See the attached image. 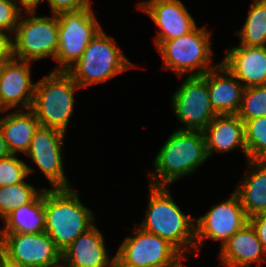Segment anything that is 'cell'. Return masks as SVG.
Instances as JSON below:
<instances>
[{
    "label": "cell",
    "mask_w": 266,
    "mask_h": 267,
    "mask_svg": "<svg viewBox=\"0 0 266 267\" xmlns=\"http://www.w3.org/2000/svg\"><path fill=\"white\" fill-rule=\"evenodd\" d=\"M55 267H66V266H64V265L61 263V264H59L58 266H55Z\"/></svg>",
    "instance_id": "obj_39"
},
{
    "label": "cell",
    "mask_w": 266,
    "mask_h": 267,
    "mask_svg": "<svg viewBox=\"0 0 266 267\" xmlns=\"http://www.w3.org/2000/svg\"><path fill=\"white\" fill-rule=\"evenodd\" d=\"M3 112H7V110H5L4 107L0 103V114H2Z\"/></svg>",
    "instance_id": "obj_38"
},
{
    "label": "cell",
    "mask_w": 266,
    "mask_h": 267,
    "mask_svg": "<svg viewBox=\"0 0 266 267\" xmlns=\"http://www.w3.org/2000/svg\"><path fill=\"white\" fill-rule=\"evenodd\" d=\"M30 63L10 57L0 66V103L5 110L31 108L36 82L31 79Z\"/></svg>",
    "instance_id": "obj_15"
},
{
    "label": "cell",
    "mask_w": 266,
    "mask_h": 267,
    "mask_svg": "<svg viewBox=\"0 0 266 267\" xmlns=\"http://www.w3.org/2000/svg\"><path fill=\"white\" fill-rule=\"evenodd\" d=\"M244 88L266 85V46L239 45L226 51L220 61Z\"/></svg>",
    "instance_id": "obj_17"
},
{
    "label": "cell",
    "mask_w": 266,
    "mask_h": 267,
    "mask_svg": "<svg viewBox=\"0 0 266 267\" xmlns=\"http://www.w3.org/2000/svg\"><path fill=\"white\" fill-rule=\"evenodd\" d=\"M246 174L234 192L246 216L266 212V160H247Z\"/></svg>",
    "instance_id": "obj_21"
},
{
    "label": "cell",
    "mask_w": 266,
    "mask_h": 267,
    "mask_svg": "<svg viewBox=\"0 0 266 267\" xmlns=\"http://www.w3.org/2000/svg\"><path fill=\"white\" fill-rule=\"evenodd\" d=\"M138 5L139 10L145 11L160 28L154 40L157 47L163 41L185 35L197 26L181 0H145Z\"/></svg>",
    "instance_id": "obj_14"
},
{
    "label": "cell",
    "mask_w": 266,
    "mask_h": 267,
    "mask_svg": "<svg viewBox=\"0 0 266 267\" xmlns=\"http://www.w3.org/2000/svg\"><path fill=\"white\" fill-rule=\"evenodd\" d=\"M16 156L11 154L0 159V187L23 182L34 171Z\"/></svg>",
    "instance_id": "obj_28"
},
{
    "label": "cell",
    "mask_w": 266,
    "mask_h": 267,
    "mask_svg": "<svg viewBox=\"0 0 266 267\" xmlns=\"http://www.w3.org/2000/svg\"><path fill=\"white\" fill-rule=\"evenodd\" d=\"M36 12L21 14L11 42V57L22 61H37L44 58L55 60L58 50L57 14L36 16Z\"/></svg>",
    "instance_id": "obj_7"
},
{
    "label": "cell",
    "mask_w": 266,
    "mask_h": 267,
    "mask_svg": "<svg viewBox=\"0 0 266 267\" xmlns=\"http://www.w3.org/2000/svg\"><path fill=\"white\" fill-rule=\"evenodd\" d=\"M64 139L65 133L39 125L26 152V155H29L32 162L52 184L51 189L72 188L64 172V157L62 156Z\"/></svg>",
    "instance_id": "obj_12"
},
{
    "label": "cell",
    "mask_w": 266,
    "mask_h": 267,
    "mask_svg": "<svg viewBox=\"0 0 266 267\" xmlns=\"http://www.w3.org/2000/svg\"><path fill=\"white\" fill-rule=\"evenodd\" d=\"M42 190L26 181L0 187L1 221L17 207L30 203Z\"/></svg>",
    "instance_id": "obj_25"
},
{
    "label": "cell",
    "mask_w": 266,
    "mask_h": 267,
    "mask_svg": "<svg viewBox=\"0 0 266 267\" xmlns=\"http://www.w3.org/2000/svg\"><path fill=\"white\" fill-rule=\"evenodd\" d=\"M5 255V242H4V235L2 230L0 229V266L3 256Z\"/></svg>",
    "instance_id": "obj_36"
},
{
    "label": "cell",
    "mask_w": 266,
    "mask_h": 267,
    "mask_svg": "<svg viewBox=\"0 0 266 267\" xmlns=\"http://www.w3.org/2000/svg\"><path fill=\"white\" fill-rule=\"evenodd\" d=\"M11 37L0 32V66L11 57Z\"/></svg>",
    "instance_id": "obj_32"
},
{
    "label": "cell",
    "mask_w": 266,
    "mask_h": 267,
    "mask_svg": "<svg viewBox=\"0 0 266 267\" xmlns=\"http://www.w3.org/2000/svg\"><path fill=\"white\" fill-rule=\"evenodd\" d=\"M21 14L14 0H0V32L12 38Z\"/></svg>",
    "instance_id": "obj_29"
},
{
    "label": "cell",
    "mask_w": 266,
    "mask_h": 267,
    "mask_svg": "<svg viewBox=\"0 0 266 267\" xmlns=\"http://www.w3.org/2000/svg\"><path fill=\"white\" fill-rule=\"evenodd\" d=\"M248 222L254 228L263 249L266 251V212L249 217Z\"/></svg>",
    "instance_id": "obj_31"
},
{
    "label": "cell",
    "mask_w": 266,
    "mask_h": 267,
    "mask_svg": "<svg viewBox=\"0 0 266 267\" xmlns=\"http://www.w3.org/2000/svg\"><path fill=\"white\" fill-rule=\"evenodd\" d=\"M135 233V234H134ZM121 243L115 258L128 267H178L186 260L172 244L140 227Z\"/></svg>",
    "instance_id": "obj_9"
},
{
    "label": "cell",
    "mask_w": 266,
    "mask_h": 267,
    "mask_svg": "<svg viewBox=\"0 0 266 267\" xmlns=\"http://www.w3.org/2000/svg\"><path fill=\"white\" fill-rule=\"evenodd\" d=\"M171 98L173 114L185 126L179 130L203 131L217 115L210 104L207 72L186 76Z\"/></svg>",
    "instance_id": "obj_10"
},
{
    "label": "cell",
    "mask_w": 266,
    "mask_h": 267,
    "mask_svg": "<svg viewBox=\"0 0 266 267\" xmlns=\"http://www.w3.org/2000/svg\"><path fill=\"white\" fill-rule=\"evenodd\" d=\"M210 35L206 27L196 26L185 35L163 41L157 49L164 68L174 71L179 77L184 73L186 76H201L214 68L216 65L212 64Z\"/></svg>",
    "instance_id": "obj_6"
},
{
    "label": "cell",
    "mask_w": 266,
    "mask_h": 267,
    "mask_svg": "<svg viewBox=\"0 0 266 267\" xmlns=\"http://www.w3.org/2000/svg\"><path fill=\"white\" fill-rule=\"evenodd\" d=\"M0 267H29L18 261L12 260L6 255L3 256Z\"/></svg>",
    "instance_id": "obj_34"
},
{
    "label": "cell",
    "mask_w": 266,
    "mask_h": 267,
    "mask_svg": "<svg viewBox=\"0 0 266 267\" xmlns=\"http://www.w3.org/2000/svg\"><path fill=\"white\" fill-rule=\"evenodd\" d=\"M39 126V121L34 113L28 109L26 111L16 110L0 117V128L4 140L11 154L28 151L35 130Z\"/></svg>",
    "instance_id": "obj_22"
},
{
    "label": "cell",
    "mask_w": 266,
    "mask_h": 267,
    "mask_svg": "<svg viewBox=\"0 0 266 267\" xmlns=\"http://www.w3.org/2000/svg\"><path fill=\"white\" fill-rule=\"evenodd\" d=\"M78 196L73 188L44 189L45 232L61 252L94 224V213Z\"/></svg>",
    "instance_id": "obj_3"
},
{
    "label": "cell",
    "mask_w": 266,
    "mask_h": 267,
    "mask_svg": "<svg viewBox=\"0 0 266 267\" xmlns=\"http://www.w3.org/2000/svg\"><path fill=\"white\" fill-rule=\"evenodd\" d=\"M5 255L29 267H55L61 264V251L46 232L3 233Z\"/></svg>",
    "instance_id": "obj_13"
},
{
    "label": "cell",
    "mask_w": 266,
    "mask_h": 267,
    "mask_svg": "<svg viewBox=\"0 0 266 267\" xmlns=\"http://www.w3.org/2000/svg\"><path fill=\"white\" fill-rule=\"evenodd\" d=\"M178 267H184V264L182 263V264H180Z\"/></svg>",
    "instance_id": "obj_40"
},
{
    "label": "cell",
    "mask_w": 266,
    "mask_h": 267,
    "mask_svg": "<svg viewBox=\"0 0 266 267\" xmlns=\"http://www.w3.org/2000/svg\"><path fill=\"white\" fill-rule=\"evenodd\" d=\"M111 36L101 29L82 56L66 71L80 88L106 83L108 79L134 67Z\"/></svg>",
    "instance_id": "obj_5"
},
{
    "label": "cell",
    "mask_w": 266,
    "mask_h": 267,
    "mask_svg": "<svg viewBox=\"0 0 266 267\" xmlns=\"http://www.w3.org/2000/svg\"><path fill=\"white\" fill-rule=\"evenodd\" d=\"M104 238L93 224L61 252V263L66 267H111L115 255L110 259Z\"/></svg>",
    "instance_id": "obj_16"
},
{
    "label": "cell",
    "mask_w": 266,
    "mask_h": 267,
    "mask_svg": "<svg viewBox=\"0 0 266 267\" xmlns=\"http://www.w3.org/2000/svg\"><path fill=\"white\" fill-rule=\"evenodd\" d=\"M236 114L243 122L266 116V85L245 88Z\"/></svg>",
    "instance_id": "obj_27"
},
{
    "label": "cell",
    "mask_w": 266,
    "mask_h": 267,
    "mask_svg": "<svg viewBox=\"0 0 266 267\" xmlns=\"http://www.w3.org/2000/svg\"><path fill=\"white\" fill-rule=\"evenodd\" d=\"M58 18V50L53 71H67L83 54L94 36L102 29L91 4L76 11H64Z\"/></svg>",
    "instance_id": "obj_8"
},
{
    "label": "cell",
    "mask_w": 266,
    "mask_h": 267,
    "mask_svg": "<svg viewBox=\"0 0 266 267\" xmlns=\"http://www.w3.org/2000/svg\"><path fill=\"white\" fill-rule=\"evenodd\" d=\"M52 14H58L64 11H76L87 7L88 0H47Z\"/></svg>",
    "instance_id": "obj_30"
},
{
    "label": "cell",
    "mask_w": 266,
    "mask_h": 267,
    "mask_svg": "<svg viewBox=\"0 0 266 267\" xmlns=\"http://www.w3.org/2000/svg\"><path fill=\"white\" fill-rule=\"evenodd\" d=\"M247 160H266V116L244 121Z\"/></svg>",
    "instance_id": "obj_26"
},
{
    "label": "cell",
    "mask_w": 266,
    "mask_h": 267,
    "mask_svg": "<svg viewBox=\"0 0 266 267\" xmlns=\"http://www.w3.org/2000/svg\"><path fill=\"white\" fill-rule=\"evenodd\" d=\"M9 155H11V153L7 147L2 130L0 128V159L8 157Z\"/></svg>",
    "instance_id": "obj_35"
},
{
    "label": "cell",
    "mask_w": 266,
    "mask_h": 267,
    "mask_svg": "<svg viewBox=\"0 0 266 267\" xmlns=\"http://www.w3.org/2000/svg\"><path fill=\"white\" fill-rule=\"evenodd\" d=\"M21 12H36L37 6L44 0H14ZM20 3V4H19ZM23 10V11H22Z\"/></svg>",
    "instance_id": "obj_33"
},
{
    "label": "cell",
    "mask_w": 266,
    "mask_h": 267,
    "mask_svg": "<svg viewBox=\"0 0 266 267\" xmlns=\"http://www.w3.org/2000/svg\"><path fill=\"white\" fill-rule=\"evenodd\" d=\"M78 89L80 87L66 71H52L38 80L30 110L39 125L66 134L74 110V93Z\"/></svg>",
    "instance_id": "obj_4"
},
{
    "label": "cell",
    "mask_w": 266,
    "mask_h": 267,
    "mask_svg": "<svg viewBox=\"0 0 266 267\" xmlns=\"http://www.w3.org/2000/svg\"><path fill=\"white\" fill-rule=\"evenodd\" d=\"M2 221V233L45 232L44 189L30 203L17 207Z\"/></svg>",
    "instance_id": "obj_23"
},
{
    "label": "cell",
    "mask_w": 266,
    "mask_h": 267,
    "mask_svg": "<svg viewBox=\"0 0 266 267\" xmlns=\"http://www.w3.org/2000/svg\"><path fill=\"white\" fill-rule=\"evenodd\" d=\"M227 200L214 205L205 215L195 219V255L205 238L221 242V246L247 222L248 217L238 195L233 191Z\"/></svg>",
    "instance_id": "obj_11"
},
{
    "label": "cell",
    "mask_w": 266,
    "mask_h": 267,
    "mask_svg": "<svg viewBox=\"0 0 266 267\" xmlns=\"http://www.w3.org/2000/svg\"><path fill=\"white\" fill-rule=\"evenodd\" d=\"M207 87L211 107L217 115L238 112L245 88L221 62L207 71Z\"/></svg>",
    "instance_id": "obj_19"
},
{
    "label": "cell",
    "mask_w": 266,
    "mask_h": 267,
    "mask_svg": "<svg viewBox=\"0 0 266 267\" xmlns=\"http://www.w3.org/2000/svg\"><path fill=\"white\" fill-rule=\"evenodd\" d=\"M240 45L249 47L266 46V0H254L242 29L235 31Z\"/></svg>",
    "instance_id": "obj_24"
},
{
    "label": "cell",
    "mask_w": 266,
    "mask_h": 267,
    "mask_svg": "<svg viewBox=\"0 0 266 267\" xmlns=\"http://www.w3.org/2000/svg\"><path fill=\"white\" fill-rule=\"evenodd\" d=\"M209 159L203 131L177 130L165 141L154 159L149 185L169 186L191 175Z\"/></svg>",
    "instance_id": "obj_1"
},
{
    "label": "cell",
    "mask_w": 266,
    "mask_h": 267,
    "mask_svg": "<svg viewBox=\"0 0 266 267\" xmlns=\"http://www.w3.org/2000/svg\"><path fill=\"white\" fill-rule=\"evenodd\" d=\"M220 247V264L225 267H250L254 263L260 267L266 261V251L249 222Z\"/></svg>",
    "instance_id": "obj_18"
},
{
    "label": "cell",
    "mask_w": 266,
    "mask_h": 267,
    "mask_svg": "<svg viewBox=\"0 0 266 267\" xmlns=\"http://www.w3.org/2000/svg\"><path fill=\"white\" fill-rule=\"evenodd\" d=\"M203 134L209 158L214 153H226L241 147L247 160L244 122L237 114L216 115Z\"/></svg>",
    "instance_id": "obj_20"
},
{
    "label": "cell",
    "mask_w": 266,
    "mask_h": 267,
    "mask_svg": "<svg viewBox=\"0 0 266 267\" xmlns=\"http://www.w3.org/2000/svg\"><path fill=\"white\" fill-rule=\"evenodd\" d=\"M149 189L145 218L138 226L168 241L184 257L187 252H195L196 218L184 214L173 201L168 186L149 185Z\"/></svg>",
    "instance_id": "obj_2"
},
{
    "label": "cell",
    "mask_w": 266,
    "mask_h": 267,
    "mask_svg": "<svg viewBox=\"0 0 266 267\" xmlns=\"http://www.w3.org/2000/svg\"><path fill=\"white\" fill-rule=\"evenodd\" d=\"M111 267H128V266H124L122 265L116 258L113 262V265Z\"/></svg>",
    "instance_id": "obj_37"
}]
</instances>
